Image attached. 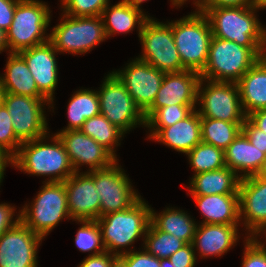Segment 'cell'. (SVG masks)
Segmentation results:
<instances>
[{
	"label": "cell",
	"instance_id": "ba28073f",
	"mask_svg": "<svg viewBox=\"0 0 266 267\" xmlns=\"http://www.w3.org/2000/svg\"><path fill=\"white\" fill-rule=\"evenodd\" d=\"M61 15V22L49 34V41L58 53L82 55L107 39L101 16Z\"/></svg>",
	"mask_w": 266,
	"mask_h": 267
},
{
	"label": "cell",
	"instance_id": "836d02e7",
	"mask_svg": "<svg viewBox=\"0 0 266 267\" xmlns=\"http://www.w3.org/2000/svg\"><path fill=\"white\" fill-rule=\"evenodd\" d=\"M186 156L191 168L194 170V175L219 170L226 166L224 151L204 142L196 145Z\"/></svg>",
	"mask_w": 266,
	"mask_h": 267
},
{
	"label": "cell",
	"instance_id": "d6a6232c",
	"mask_svg": "<svg viewBox=\"0 0 266 267\" xmlns=\"http://www.w3.org/2000/svg\"><path fill=\"white\" fill-rule=\"evenodd\" d=\"M186 243L170 233L159 230L151 221L144 237L143 248L151 255L166 259L181 249Z\"/></svg>",
	"mask_w": 266,
	"mask_h": 267
},
{
	"label": "cell",
	"instance_id": "f546056e",
	"mask_svg": "<svg viewBox=\"0 0 266 267\" xmlns=\"http://www.w3.org/2000/svg\"><path fill=\"white\" fill-rule=\"evenodd\" d=\"M68 126L60 131L80 130L86 119L100 114L97 90L79 89L69 100L67 108Z\"/></svg>",
	"mask_w": 266,
	"mask_h": 267
},
{
	"label": "cell",
	"instance_id": "680465c9",
	"mask_svg": "<svg viewBox=\"0 0 266 267\" xmlns=\"http://www.w3.org/2000/svg\"><path fill=\"white\" fill-rule=\"evenodd\" d=\"M260 234H265V239H266V227L258 235V236H263V235H260Z\"/></svg>",
	"mask_w": 266,
	"mask_h": 267
},
{
	"label": "cell",
	"instance_id": "c3c4849f",
	"mask_svg": "<svg viewBox=\"0 0 266 267\" xmlns=\"http://www.w3.org/2000/svg\"><path fill=\"white\" fill-rule=\"evenodd\" d=\"M8 164H11L12 167V157L0 148V185L4 178L5 168Z\"/></svg>",
	"mask_w": 266,
	"mask_h": 267
},
{
	"label": "cell",
	"instance_id": "816d5d0a",
	"mask_svg": "<svg viewBox=\"0 0 266 267\" xmlns=\"http://www.w3.org/2000/svg\"><path fill=\"white\" fill-rule=\"evenodd\" d=\"M126 3H128L129 5H131L133 8H137L139 10H142L141 9V4L147 0H122Z\"/></svg>",
	"mask_w": 266,
	"mask_h": 267
},
{
	"label": "cell",
	"instance_id": "7a4b0ae2",
	"mask_svg": "<svg viewBox=\"0 0 266 267\" xmlns=\"http://www.w3.org/2000/svg\"><path fill=\"white\" fill-rule=\"evenodd\" d=\"M207 16L212 36L233 41L250 50H266V27L252 6L200 8Z\"/></svg>",
	"mask_w": 266,
	"mask_h": 267
},
{
	"label": "cell",
	"instance_id": "30bf717a",
	"mask_svg": "<svg viewBox=\"0 0 266 267\" xmlns=\"http://www.w3.org/2000/svg\"><path fill=\"white\" fill-rule=\"evenodd\" d=\"M100 90V114L125 134L137 125L146 127L144 113L135 104L125 85L113 73L107 74Z\"/></svg>",
	"mask_w": 266,
	"mask_h": 267
},
{
	"label": "cell",
	"instance_id": "e575fe53",
	"mask_svg": "<svg viewBox=\"0 0 266 267\" xmlns=\"http://www.w3.org/2000/svg\"><path fill=\"white\" fill-rule=\"evenodd\" d=\"M196 108V105H169L159 108L147 121L149 139H152L162 128L174 125L176 122L188 117Z\"/></svg>",
	"mask_w": 266,
	"mask_h": 267
},
{
	"label": "cell",
	"instance_id": "74e56055",
	"mask_svg": "<svg viewBox=\"0 0 266 267\" xmlns=\"http://www.w3.org/2000/svg\"><path fill=\"white\" fill-rule=\"evenodd\" d=\"M22 142L16 137L12 119L3 103L0 104V148L12 158L17 154Z\"/></svg>",
	"mask_w": 266,
	"mask_h": 267
},
{
	"label": "cell",
	"instance_id": "db71d44e",
	"mask_svg": "<svg viewBox=\"0 0 266 267\" xmlns=\"http://www.w3.org/2000/svg\"><path fill=\"white\" fill-rule=\"evenodd\" d=\"M160 267H174L172 262L166 258V259H160Z\"/></svg>",
	"mask_w": 266,
	"mask_h": 267
},
{
	"label": "cell",
	"instance_id": "44dd1931",
	"mask_svg": "<svg viewBox=\"0 0 266 267\" xmlns=\"http://www.w3.org/2000/svg\"><path fill=\"white\" fill-rule=\"evenodd\" d=\"M238 226L240 225L200 223L192 241L195 253L199 250L201 258L220 257L227 253L239 241Z\"/></svg>",
	"mask_w": 266,
	"mask_h": 267
},
{
	"label": "cell",
	"instance_id": "7bdbcfd3",
	"mask_svg": "<svg viewBox=\"0 0 266 267\" xmlns=\"http://www.w3.org/2000/svg\"><path fill=\"white\" fill-rule=\"evenodd\" d=\"M117 264L118 256L105 251L99 255H88L77 267H115Z\"/></svg>",
	"mask_w": 266,
	"mask_h": 267
},
{
	"label": "cell",
	"instance_id": "3957f363",
	"mask_svg": "<svg viewBox=\"0 0 266 267\" xmlns=\"http://www.w3.org/2000/svg\"><path fill=\"white\" fill-rule=\"evenodd\" d=\"M150 221L151 207L141 197L126 210L100 216L96 222L101 230L105 251L116 256L122 255L126 253V249H122L132 247L140 237L144 244Z\"/></svg>",
	"mask_w": 266,
	"mask_h": 267
},
{
	"label": "cell",
	"instance_id": "484cf974",
	"mask_svg": "<svg viewBox=\"0 0 266 267\" xmlns=\"http://www.w3.org/2000/svg\"><path fill=\"white\" fill-rule=\"evenodd\" d=\"M5 73L0 76L4 93L45 98L36 86L34 77L19 53H8Z\"/></svg>",
	"mask_w": 266,
	"mask_h": 267
},
{
	"label": "cell",
	"instance_id": "4fadbf2b",
	"mask_svg": "<svg viewBox=\"0 0 266 267\" xmlns=\"http://www.w3.org/2000/svg\"><path fill=\"white\" fill-rule=\"evenodd\" d=\"M2 103L11 116L13 131L22 143L50 135L44 105L50 108L51 104L46 98L4 93Z\"/></svg>",
	"mask_w": 266,
	"mask_h": 267
},
{
	"label": "cell",
	"instance_id": "277c9868",
	"mask_svg": "<svg viewBox=\"0 0 266 267\" xmlns=\"http://www.w3.org/2000/svg\"><path fill=\"white\" fill-rule=\"evenodd\" d=\"M182 66L201 73L208 59L212 30L207 16L200 10L191 12L176 21L168 22Z\"/></svg>",
	"mask_w": 266,
	"mask_h": 267
},
{
	"label": "cell",
	"instance_id": "7402d4cb",
	"mask_svg": "<svg viewBox=\"0 0 266 267\" xmlns=\"http://www.w3.org/2000/svg\"><path fill=\"white\" fill-rule=\"evenodd\" d=\"M265 159L266 154L252 145L242 131L224 150L226 167L232 169L240 178L257 175Z\"/></svg>",
	"mask_w": 266,
	"mask_h": 267
},
{
	"label": "cell",
	"instance_id": "6da1fadb",
	"mask_svg": "<svg viewBox=\"0 0 266 267\" xmlns=\"http://www.w3.org/2000/svg\"><path fill=\"white\" fill-rule=\"evenodd\" d=\"M48 137L23 142L12 158V166L31 175L48 176L43 182H64L75 171L58 136L50 137L51 144L46 142Z\"/></svg>",
	"mask_w": 266,
	"mask_h": 267
},
{
	"label": "cell",
	"instance_id": "ee69618b",
	"mask_svg": "<svg viewBox=\"0 0 266 267\" xmlns=\"http://www.w3.org/2000/svg\"><path fill=\"white\" fill-rule=\"evenodd\" d=\"M15 211L14 206L8 203H0V236L20 222V211L16 218H13Z\"/></svg>",
	"mask_w": 266,
	"mask_h": 267
},
{
	"label": "cell",
	"instance_id": "83f0119b",
	"mask_svg": "<svg viewBox=\"0 0 266 267\" xmlns=\"http://www.w3.org/2000/svg\"><path fill=\"white\" fill-rule=\"evenodd\" d=\"M240 177L230 168L193 175L188 188L191 195L239 194Z\"/></svg>",
	"mask_w": 266,
	"mask_h": 267
},
{
	"label": "cell",
	"instance_id": "bcb514c9",
	"mask_svg": "<svg viewBox=\"0 0 266 267\" xmlns=\"http://www.w3.org/2000/svg\"><path fill=\"white\" fill-rule=\"evenodd\" d=\"M252 6V0H208L201 8Z\"/></svg>",
	"mask_w": 266,
	"mask_h": 267
},
{
	"label": "cell",
	"instance_id": "f35d334b",
	"mask_svg": "<svg viewBox=\"0 0 266 267\" xmlns=\"http://www.w3.org/2000/svg\"><path fill=\"white\" fill-rule=\"evenodd\" d=\"M242 267H266V245L258 237H245Z\"/></svg>",
	"mask_w": 266,
	"mask_h": 267
},
{
	"label": "cell",
	"instance_id": "ac0fdd59",
	"mask_svg": "<svg viewBox=\"0 0 266 267\" xmlns=\"http://www.w3.org/2000/svg\"><path fill=\"white\" fill-rule=\"evenodd\" d=\"M200 79V73L193 70L165 73L153 104L144 112L145 120L147 121L164 106L197 105V89Z\"/></svg>",
	"mask_w": 266,
	"mask_h": 267
},
{
	"label": "cell",
	"instance_id": "d4e9b609",
	"mask_svg": "<svg viewBox=\"0 0 266 267\" xmlns=\"http://www.w3.org/2000/svg\"><path fill=\"white\" fill-rule=\"evenodd\" d=\"M246 116L266 108V61L260 58L237 82Z\"/></svg>",
	"mask_w": 266,
	"mask_h": 267
},
{
	"label": "cell",
	"instance_id": "7dc6e473",
	"mask_svg": "<svg viewBox=\"0 0 266 267\" xmlns=\"http://www.w3.org/2000/svg\"><path fill=\"white\" fill-rule=\"evenodd\" d=\"M247 118L260 130L266 133V108L259 109L247 116Z\"/></svg>",
	"mask_w": 266,
	"mask_h": 267
},
{
	"label": "cell",
	"instance_id": "8d00e7d4",
	"mask_svg": "<svg viewBox=\"0 0 266 267\" xmlns=\"http://www.w3.org/2000/svg\"><path fill=\"white\" fill-rule=\"evenodd\" d=\"M63 13L72 17L101 16L110 0H61Z\"/></svg>",
	"mask_w": 266,
	"mask_h": 267
},
{
	"label": "cell",
	"instance_id": "ab89813d",
	"mask_svg": "<svg viewBox=\"0 0 266 267\" xmlns=\"http://www.w3.org/2000/svg\"><path fill=\"white\" fill-rule=\"evenodd\" d=\"M119 267H160V259L142 251L126 250V253L118 256Z\"/></svg>",
	"mask_w": 266,
	"mask_h": 267
},
{
	"label": "cell",
	"instance_id": "f1b7e54d",
	"mask_svg": "<svg viewBox=\"0 0 266 267\" xmlns=\"http://www.w3.org/2000/svg\"><path fill=\"white\" fill-rule=\"evenodd\" d=\"M151 222L161 231L170 233L186 244L192 243L197 223L187 212L167 207L160 213L151 208Z\"/></svg>",
	"mask_w": 266,
	"mask_h": 267
},
{
	"label": "cell",
	"instance_id": "8fae6325",
	"mask_svg": "<svg viewBox=\"0 0 266 267\" xmlns=\"http://www.w3.org/2000/svg\"><path fill=\"white\" fill-rule=\"evenodd\" d=\"M197 102L201 105L197 110L200 117L227 122H244L247 118L235 82H214L201 78L197 89Z\"/></svg>",
	"mask_w": 266,
	"mask_h": 267
},
{
	"label": "cell",
	"instance_id": "681fc988",
	"mask_svg": "<svg viewBox=\"0 0 266 267\" xmlns=\"http://www.w3.org/2000/svg\"><path fill=\"white\" fill-rule=\"evenodd\" d=\"M4 50H7L9 53L7 33L4 29L0 28V53H2Z\"/></svg>",
	"mask_w": 266,
	"mask_h": 267
},
{
	"label": "cell",
	"instance_id": "9a60e30c",
	"mask_svg": "<svg viewBox=\"0 0 266 267\" xmlns=\"http://www.w3.org/2000/svg\"><path fill=\"white\" fill-rule=\"evenodd\" d=\"M42 240L20 221L0 236V267H37Z\"/></svg>",
	"mask_w": 266,
	"mask_h": 267
},
{
	"label": "cell",
	"instance_id": "4316f807",
	"mask_svg": "<svg viewBox=\"0 0 266 267\" xmlns=\"http://www.w3.org/2000/svg\"><path fill=\"white\" fill-rule=\"evenodd\" d=\"M149 17L142 10L133 8L124 1H119L113 6L109 3L101 14L106 38L116 33H130L136 26L139 37L143 24Z\"/></svg>",
	"mask_w": 266,
	"mask_h": 267
},
{
	"label": "cell",
	"instance_id": "f6af8a7d",
	"mask_svg": "<svg viewBox=\"0 0 266 267\" xmlns=\"http://www.w3.org/2000/svg\"><path fill=\"white\" fill-rule=\"evenodd\" d=\"M19 0H0V28L7 31L12 24Z\"/></svg>",
	"mask_w": 266,
	"mask_h": 267
},
{
	"label": "cell",
	"instance_id": "ffe728a7",
	"mask_svg": "<svg viewBox=\"0 0 266 267\" xmlns=\"http://www.w3.org/2000/svg\"><path fill=\"white\" fill-rule=\"evenodd\" d=\"M34 77L38 91L50 102L54 109V91L58 83L57 50L48 41L19 52Z\"/></svg>",
	"mask_w": 266,
	"mask_h": 267
},
{
	"label": "cell",
	"instance_id": "b9f144b4",
	"mask_svg": "<svg viewBox=\"0 0 266 267\" xmlns=\"http://www.w3.org/2000/svg\"><path fill=\"white\" fill-rule=\"evenodd\" d=\"M242 132L246 135L252 145L266 154V133L257 128L248 118L242 125Z\"/></svg>",
	"mask_w": 266,
	"mask_h": 267
},
{
	"label": "cell",
	"instance_id": "603a6c76",
	"mask_svg": "<svg viewBox=\"0 0 266 267\" xmlns=\"http://www.w3.org/2000/svg\"><path fill=\"white\" fill-rule=\"evenodd\" d=\"M152 140L163 143L186 155L202 142L200 114L195 109L185 119L176 122L174 125L162 128Z\"/></svg>",
	"mask_w": 266,
	"mask_h": 267
},
{
	"label": "cell",
	"instance_id": "cb8c5ba5",
	"mask_svg": "<svg viewBox=\"0 0 266 267\" xmlns=\"http://www.w3.org/2000/svg\"><path fill=\"white\" fill-rule=\"evenodd\" d=\"M202 224H239V194L192 195Z\"/></svg>",
	"mask_w": 266,
	"mask_h": 267
},
{
	"label": "cell",
	"instance_id": "11a10c76",
	"mask_svg": "<svg viewBox=\"0 0 266 267\" xmlns=\"http://www.w3.org/2000/svg\"><path fill=\"white\" fill-rule=\"evenodd\" d=\"M257 175L260 176L261 178H266V159H265L262 169Z\"/></svg>",
	"mask_w": 266,
	"mask_h": 267
},
{
	"label": "cell",
	"instance_id": "2e32d148",
	"mask_svg": "<svg viewBox=\"0 0 266 267\" xmlns=\"http://www.w3.org/2000/svg\"><path fill=\"white\" fill-rule=\"evenodd\" d=\"M239 216L248 237H257L266 227V178H241L238 187Z\"/></svg>",
	"mask_w": 266,
	"mask_h": 267
},
{
	"label": "cell",
	"instance_id": "9f6ffc18",
	"mask_svg": "<svg viewBox=\"0 0 266 267\" xmlns=\"http://www.w3.org/2000/svg\"><path fill=\"white\" fill-rule=\"evenodd\" d=\"M184 0H171V2H172V5L175 7H181L182 6V2H183Z\"/></svg>",
	"mask_w": 266,
	"mask_h": 267
},
{
	"label": "cell",
	"instance_id": "91938a15",
	"mask_svg": "<svg viewBox=\"0 0 266 267\" xmlns=\"http://www.w3.org/2000/svg\"><path fill=\"white\" fill-rule=\"evenodd\" d=\"M262 58L266 61V50L264 51V55Z\"/></svg>",
	"mask_w": 266,
	"mask_h": 267
},
{
	"label": "cell",
	"instance_id": "5bb4252c",
	"mask_svg": "<svg viewBox=\"0 0 266 267\" xmlns=\"http://www.w3.org/2000/svg\"><path fill=\"white\" fill-rule=\"evenodd\" d=\"M125 85L135 104L144 113L154 102L165 72L135 58L122 70L112 71Z\"/></svg>",
	"mask_w": 266,
	"mask_h": 267
},
{
	"label": "cell",
	"instance_id": "52a82bcc",
	"mask_svg": "<svg viewBox=\"0 0 266 267\" xmlns=\"http://www.w3.org/2000/svg\"><path fill=\"white\" fill-rule=\"evenodd\" d=\"M33 201L20 210V221L43 239L65 218L71 219L64 182H43Z\"/></svg>",
	"mask_w": 266,
	"mask_h": 267
},
{
	"label": "cell",
	"instance_id": "60d3db41",
	"mask_svg": "<svg viewBox=\"0 0 266 267\" xmlns=\"http://www.w3.org/2000/svg\"><path fill=\"white\" fill-rule=\"evenodd\" d=\"M168 259L174 267H194L197 257L192 243H189L172 254Z\"/></svg>",
	"mask_w": 266,
	"mask_h": 267
},
{
	"label": "cell",
	"instance_id": "6f0895ef",
	"mask_svg": "<svg viewBox=\"0 0 266 267\" xmlns=\"http://www.w3.org/2000/svg\"><path fill=\"white\" fill-rule=\"evenodd\" d=\"M3 94H4V90H3V87H2L1 81H0V104L2 103Z\"/></svg>",
	"mask_w": 266,
	"mask_h": 267
},
{
	"label": "cell",
	"instance_id": "d6986e66",
	"mask_svg": "<svg viewBox=\"0 0 266 267\" xmlns=\"http://www.w3.org/2000/svg\"><path fill=\"white\" fill-rule=\"evenodd\" d=\"M64 184L71 220L96 221L100 217V198L94 179L87 172H75Z\"/></svg>",
	"mask_w": 266,
	"mask_h": 267
},
{
	"label": "cell",
	"instance_id": "1f68e13d",
	"mask_svg": "<svg viewBox=\"0 0 266 267\" xmlns=\"http://www.w3.org/2000/svg\"><path fill=\"white\" fill-rule=\"evenodd\" d=\"M80 130L107 149L117 159L115 146L120 145L119 142L125 133L107 118L98 114L86 119Z\"/></svg>",
	"mask_w": 266,
	"mask_h": 267
},
{
	"label": "cell",
	"instance_id": "f5cc1de1",
	"mask_svg": "<svg viewBox=\"0 0 266 267\" xmlns=\"http://www.w3.org/2000/svg\"><path fill=\"white\" fill-rule=\"evenodd\" d=\"M188 0H184L181 4L184 5V3ZM208 0H193V4L197 7V9H200Z\"/></svg>",
	"mask_w": 266,
	"mask_h": 267
},
{
	"label": "cell",
	"instance_id": "4dcf8cb0",
	"mask_svg": "<svg viewBox=\"0 0 266 267\" xmlns=\"http://www.w3.org/2000/svg\"><path fill=\"white\" fill-rule=\"evenodd\" d=\"M243 123L201 117L202 142L224 151L241 133Z\"/></svg>",
	"mask_w": 266,
	"mask_h": 267
},
{
	"label": "cell",
	"instance_id": "9c48e42d",
	"mask_svg": "<svg viewBox=\"0 0 266 267\" xmlns=\"http://www.w3.org/2000/svg\"><path fill=\"white\" fill-rule=\"evenodd\" d=\"M139 40L142 44V55L139 60L165 73L181 72L186 70L175 45L172 27L155 18L149 17L143 24Z\"/></svg>",
	"mask_w": 266,
	"mask_h": 267
},
{
	"label": "cell",
	"instance_id": "d590c367",
	"mask_svg": "<svg viewBox=\"0 0 266 267\" xmlns=\"http://www.w3.org/2000/svg\"><path fill=\"white\" fill-rule=\"evenodd\" d=\"M76 222L82 224L75 237V244L79 251L91 253L89 256L104 253L105 248L102 243L101 230L98 223L85 220Z\"/></svg>",
	"mask_w": 266,
	"mask_h": 267
},
{
	"label": "cell",
	"instance_id": "7c38bea8",
	"mask_svg": "<svg viewBox=\"0 0 266 267\" xmlns=\"http://www.w3.org/2000/svg\"><path fill=\"white\" fill-rule=\"evenodd\" d=\"M118 160L109 167L87 173L94 179L100 198V216L130 208L140 197Z\"/></svg>",
	"mask_w": 266,
	"mask_h": 267
},
{
	"label": "cell",
	"instance_id": "e0dca14e",
	"mask_svg": "<svg viewBox=\"0 0 266 267\" xmlns=\"http://www.w3.org/2000/svg\"><path fill=\"white\" fill-rule=\"evenodd\" d=\"M54 134L62 142L75 172H80L79 168L83 165L89 166V172L103 169L118 160L81 130L59 131Z\"/></svg>",
	"mask_w": 266,
	"mask_h": 267
},
{
	"label": "cell",
	"instance_id": "8992f818",
	"mask_svg": "<svg viewBox=\"0 0 266 267\" xmlns=\"http://www.w3.org/2000/svg\"><path fill=\"white\" fill-rule=\"evenodd\" d=\"M50 7L39 0H19L7 33L9 53H19L49 41L46 30L51 21Z\"/></svg>",
	"mask_w": 266,
	"mask_h": 267
},
{
	"label": "cell",
	"instance_id": "f907efd6",
	"mask_svg": "<svg viewBox=\"0 0 266 267\" xmlns=\"http://www.w3.org/2000/svg\"><path fill=\"white\" fill-rule=\"evenodd\" d=\"M252 7L256 10L266 9V0H252Z\"/></svg>",
	"mask_w": 266,
	"mask_h": 267
},
{
	"label": "cell",
	"instance_id": "5b68a950",
	"mask_svg": "<svg viewBox=\"0 0 266 267\" xmlns=\"http://www.w3.org/2000/svg\"><path fill=\"white\" fill-rule=\"evenodd\" d=\"M265 50H250L233 41L211 38L206 66L200 77L214 82H237Z\"/></svg>",
	"mask_w": 266,
	"mask_h": 267
}]
</instances>
